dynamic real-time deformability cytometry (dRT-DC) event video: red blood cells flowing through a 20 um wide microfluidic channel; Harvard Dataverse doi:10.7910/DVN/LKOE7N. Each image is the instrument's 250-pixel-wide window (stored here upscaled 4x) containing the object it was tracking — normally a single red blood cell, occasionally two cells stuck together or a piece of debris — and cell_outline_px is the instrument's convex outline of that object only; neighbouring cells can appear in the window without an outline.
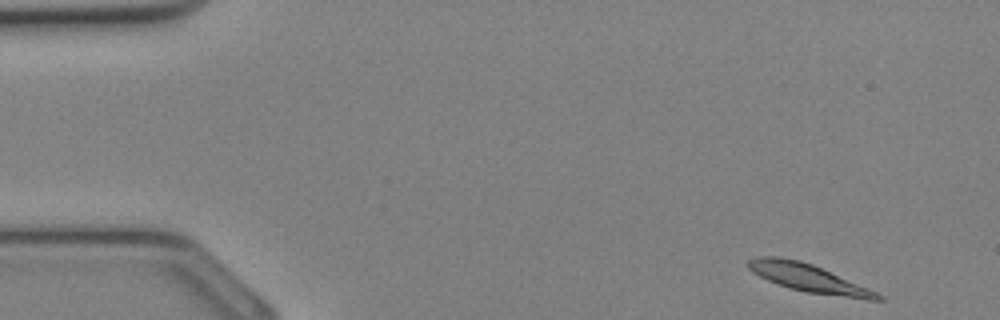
{"species": "Egyptian fruit bat (a non-hibernating species)", "species_latin": "Rousettus aegyptiacus", "temperature_condition": "cold", "stored_images_in_passage": 33, "camera_frame_rate_fps": 3000, "um_per_image_px": 0.085, "animal": {"sex": "female"}, "frame": {"image": 1, "passage_image": 1, "time_ms": 0.0, "image_size_px": [1000, 320], "cell_outline_px": [[884, 300], [868, 300], [808, 292], [788, 288], [768, 280], [752, 272], [748, 268], [748, 260], [756, 256], [776, 256], [800, 260], [812, 264], [868, 288], [884, 296]], "centroid_in_image_um": [68.71, 23.63], "position_along_channel_um": 16.3, "area_um2": 20.87}}
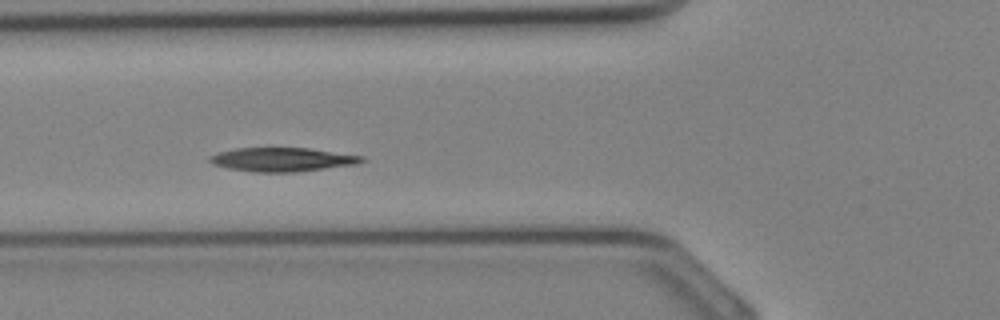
{"frame": {"image": 2, "passage_image": 11, "time_ms": 3.333, "image_size_px": [1000, 320], "cell_outline_px": [[368, 160], [356, 164], [296, 172], [252, 172], [228, 168], [212, 164], [208, 160], [208, 156], [220, 152], [236, 148], [308, 148], [364, 156]], "centroid_in_image_um": [23.99, 13.56], "position_along_channel_um": 101.8, "area_um2": 21.15}}
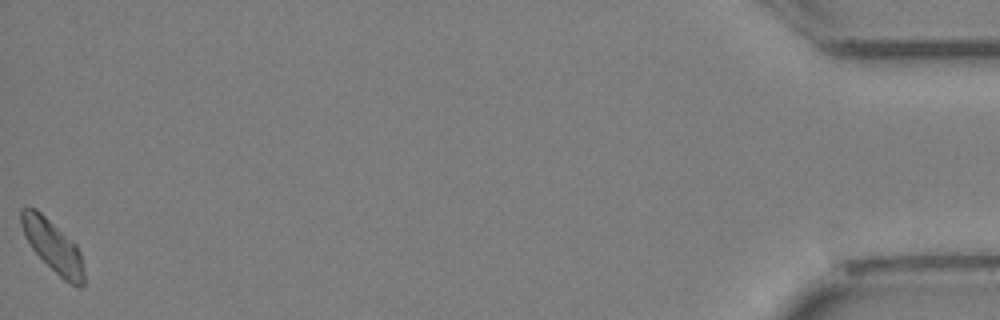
{"frame": {"image": 3, "passage_image": 33, "time_ms": 10.667, "image_size_px": [1000, 320], "cell_outline_px": [[84, 284], [80, 288], [76, 288], [64, 280], [32, 248], [20, 224], [20, 208], [36, 208], [76, 244], [80, 252], [84, 268]], "centroid_in_image_um": [4.52, 20.93], "position_along_channel_um": 430.7, "area_um2": 18.67}}